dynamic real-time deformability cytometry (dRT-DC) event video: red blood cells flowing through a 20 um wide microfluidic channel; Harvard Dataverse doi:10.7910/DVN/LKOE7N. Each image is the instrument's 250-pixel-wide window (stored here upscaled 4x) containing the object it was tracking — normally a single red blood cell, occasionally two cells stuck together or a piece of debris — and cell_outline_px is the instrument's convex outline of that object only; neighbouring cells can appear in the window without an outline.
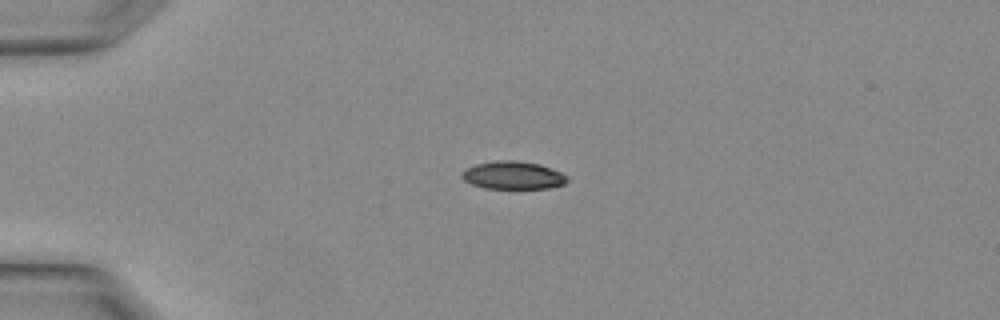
{"species": "Egyptian fruit bat (a non-hibernating species)", "species_latin": "Rousettus aegyptiacus", "temperature_condition": "warm", "stored_images_in_passage": 2, "camera_frame_rate_fps": 3000, "um_per_image_px": 0.085, "animal": {"sex": "female"}, "frame": {"image": 1, "passage_image": 1, "time_ms": 0.0, "image_size_px": [1000, 320], "cell_outline_px": [[568, 180], [564, 184], [548, 188], [484, 188], [472, 184], [464, 180], [460, 176], [468, 168], [476, 164], [500, 160], [512, 160], [540, 164], [560, 172], [568, 176]], "centroid_in_image_um": [43.63, 14.9], "position_along_channel_um": 41.4, "area_um2": 16.88}}